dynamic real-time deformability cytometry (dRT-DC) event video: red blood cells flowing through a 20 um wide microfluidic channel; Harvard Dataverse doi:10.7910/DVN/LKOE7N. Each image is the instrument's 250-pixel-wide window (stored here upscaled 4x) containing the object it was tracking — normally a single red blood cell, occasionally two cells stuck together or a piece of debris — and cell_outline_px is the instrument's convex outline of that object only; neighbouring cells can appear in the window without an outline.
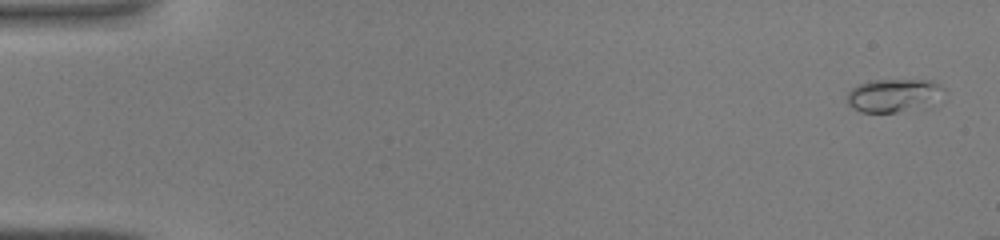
{"species": "common noctule bat (a hibernating species)", "species_latin": "Nyctalus noctula", "temperature_condition": "warm", "stored_images_in_passage": 40, "camera_frame_rate_fps": 3000, "um_per_image_px": 0.085, "animal": {"sex": "male", "body_mass_g": 19.0, "forearm_length_mm": 50.8}, "frame": {"image": 1, "passage_image": 1, "time_ms": 0.0, "image_size_px": [1000, 240], "cell_outline_px": [[948, 92], [896, 112], [860, 112], [848, 104], [848, 92], [852, 88], [860, 84], [872, 80], [932, 80], [940, 84]], "centroid_in_image_um": [75.86, 8.05], "position_along_channel_um": 9.1, "area_um2": 17.63}}
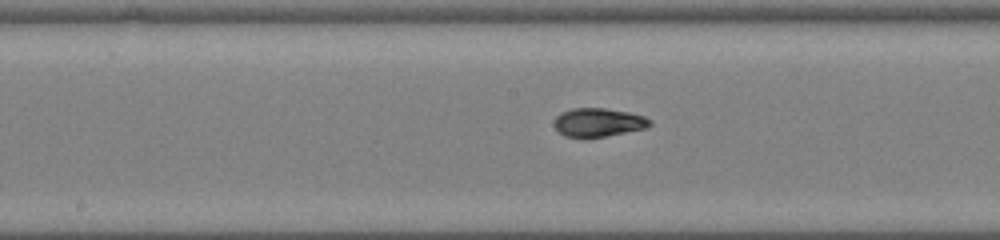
{"frame": {"image": 2, "passage_image": 23, "time_ms": 7.333, "image_size_px": [1000, 240], "cell_outline_px": [[652, 124], [648, 128], [584, 140], [564, 136], [556, 128], [556, 116], [560, 112], [572, 108], [604, 108], [628, 112], [644, 116], [652, 120]], "centroid_in_image_um": [50.87, 10.43], "position_along_channel_um": 197.3, "area_um2": 16.3}}
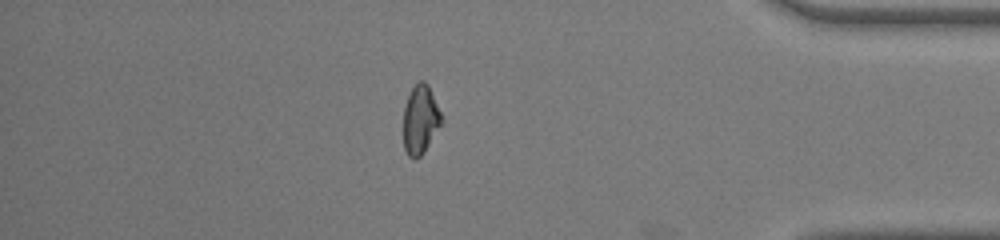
{"frame": {"image": 3, "passage_image": 38, "time_ms": 12.333, "image_size_px": [1000, 240], "cell_outline_px": [[440, 124], [424, 152], [416, 160], [408, 156], [404, 148], [404, 108], [408, 96], [412, 88], [420, 80], [424, 80], [428, 84], [440, 112]], "centroid_in_image_um": [35.7, 10.17], "position_along_channel_um": 399.5, "area_um2": 14.85}}